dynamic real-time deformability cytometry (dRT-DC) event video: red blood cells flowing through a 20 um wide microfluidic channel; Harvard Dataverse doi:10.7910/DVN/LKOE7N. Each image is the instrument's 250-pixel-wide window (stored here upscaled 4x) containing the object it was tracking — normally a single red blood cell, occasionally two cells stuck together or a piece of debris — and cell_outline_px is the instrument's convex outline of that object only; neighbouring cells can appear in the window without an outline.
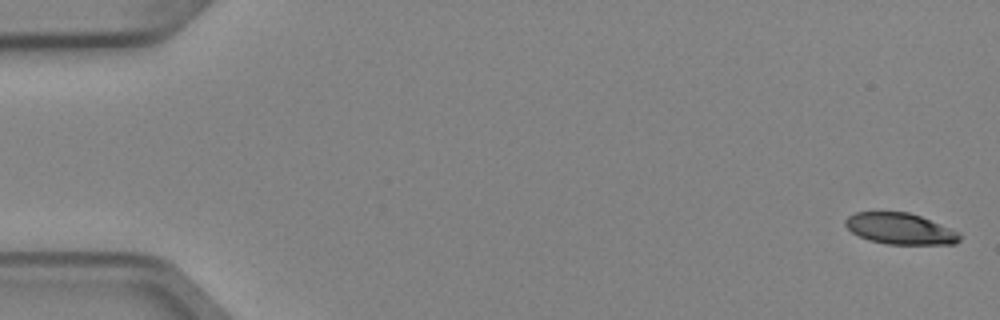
{"species": "Egyptian fruit bat (a non-hibernating species)", "species_latin": "Rousettus aegyptiacus", "temperature_condition": "cold", "stored_images_in_passage": 4, "camera_frame_rate_fps": 3000, "um_per_image_px": 0.085, "animal": {"sex": "female"}, "frame": {"image": 1, "passage_image": 1, "time_ms": 0.0, "image_size_px": [1000, 320], "cell_outline_px": [[960, 240], [956, 244], [888, 244], [868, 240], [852, 232], [844, 224], [844, 220], [848, 216], [856, 212], [908, 212], [920, 216], [960, 232]], "centroid_in_image_um": [76.51, 19.44], "position_along_channel_um": 8.5, "area_um2": 20.69}}
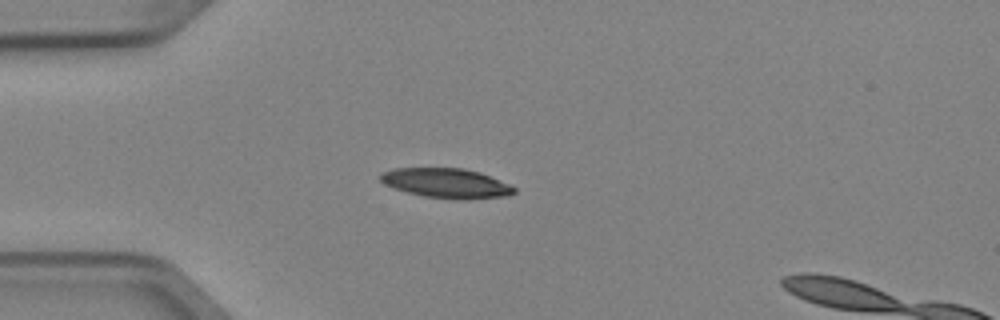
{"frame": {"image": 2, "passage_image": 4, "time_ms": 1.0, "image_size_px": [1000, 320], "cell_outline_px": [[516, 192], [508, 196], [468, 200], [452, 200], [424, 196], [392, 188], [384, 184], [380, 180], [380, 172], [396, 168], [464, 168], [480, 172], [508, 184], [516, 188]], "centroid_in_image_um": [37.94, 15.58], "position_along_channel_um": 47.1, "area_um2": 23.41}}